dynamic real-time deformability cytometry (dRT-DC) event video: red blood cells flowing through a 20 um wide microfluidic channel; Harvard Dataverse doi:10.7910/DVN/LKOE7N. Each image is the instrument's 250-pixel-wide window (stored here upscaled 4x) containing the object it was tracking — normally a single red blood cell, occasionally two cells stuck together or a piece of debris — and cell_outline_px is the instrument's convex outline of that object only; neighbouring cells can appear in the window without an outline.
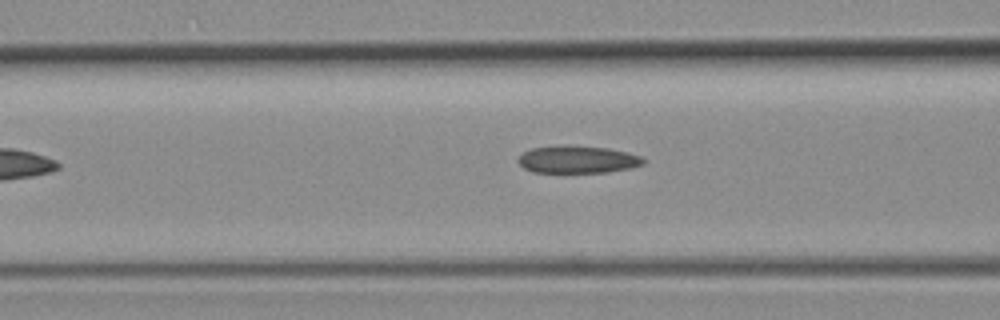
{"species": "common noctule bat (a hibernating species)", "species_latin": "Nyctalus noctula", "temperature_condition": "room temperature", "stored_images_in_passage": 5, "camera_frame_rate_fps": 3000, "um_per_image_px": 0.085, "animal": {"sex": "female", "body_mass_g": 19.3, "forearm_length_mm": 54.1}, "frame": {"image": 1, "passage_image": 4, "time_ms": 1.0, "image_size_px": [1000, 320], "cell_outline_px": [[644, 164], [632, 168], [608, 172], [532, 172], [524, 168], [516, 160], [524, 152], [532, 148], [564, 144], [568, 144], [608, 148], [628, 152], [640, 156], [644, 160]], "centroid_in_image_um": [49.09, 13.54], "position_along_channel_um": 117.5, "area_um2": 20.23}}
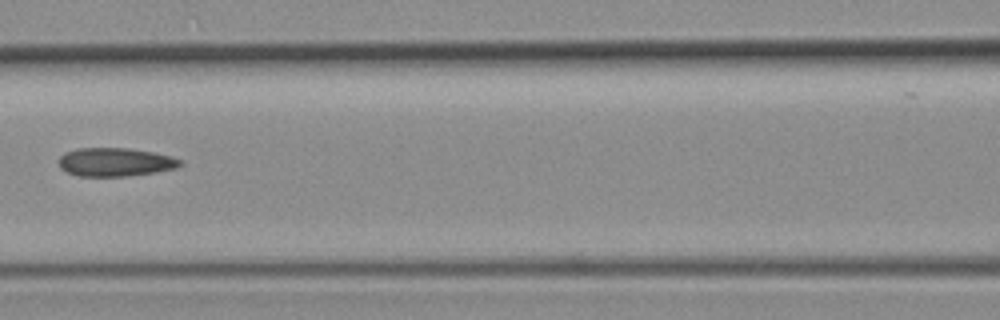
{"frame": {"image": 2, "passage_image": 5, "time_ms": 1.333, "image_size_px": [1000, 320], "cell_outline_px": [[184, 164], [176, 168], [156, 172], [128, 176], [76, 176], [60, 168], [56, 160], [64, 152], [76, 148], [128, 148], [152, 152], [172, 156], [184, 160]], "centroid_in_image_um": [9.79, 13.77], "position_along_channel_um": 156.8, "area_um2": 20.52}}